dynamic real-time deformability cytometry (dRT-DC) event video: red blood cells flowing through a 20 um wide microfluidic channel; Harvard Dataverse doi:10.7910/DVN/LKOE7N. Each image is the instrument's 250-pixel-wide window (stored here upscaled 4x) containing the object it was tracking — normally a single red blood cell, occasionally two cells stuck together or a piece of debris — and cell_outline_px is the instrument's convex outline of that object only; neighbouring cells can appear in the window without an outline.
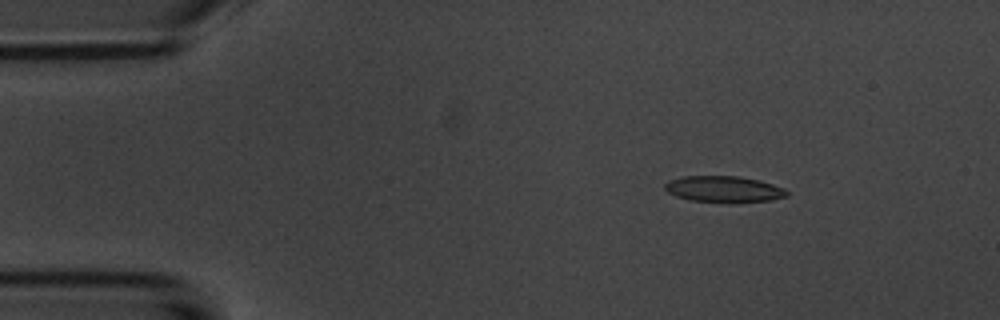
{"species": "common noctule bat (a hibernating species)", "species_latin": "Nyctalus noctula", "temperature_condition": "room temperature", "stored_images_in_passage": 5, "camera_frame_rate_fps": 3000, "um_per_image_px": 0.085, "animal": {"sex": "male", "body_mass_g": 20.1, "forearm_length_mm": 53.5}, "frame": {"image": 1, "passage_image": 3, "time_ms": 2.333, "image_size_px": [1000, 320], "cell_outline_px": [[788, 196], [772, 200], [692, 200], [676, 196], [668, 192], [664, 188], [664, 184], [668, 180], [684, 176], [736, 176], [760, 180], [784, 188], [788, 192]], "centroid_in_image_um": [61.5, 16.03], "position_along_channel_um": 23.5, "area_um2": 17.86}}